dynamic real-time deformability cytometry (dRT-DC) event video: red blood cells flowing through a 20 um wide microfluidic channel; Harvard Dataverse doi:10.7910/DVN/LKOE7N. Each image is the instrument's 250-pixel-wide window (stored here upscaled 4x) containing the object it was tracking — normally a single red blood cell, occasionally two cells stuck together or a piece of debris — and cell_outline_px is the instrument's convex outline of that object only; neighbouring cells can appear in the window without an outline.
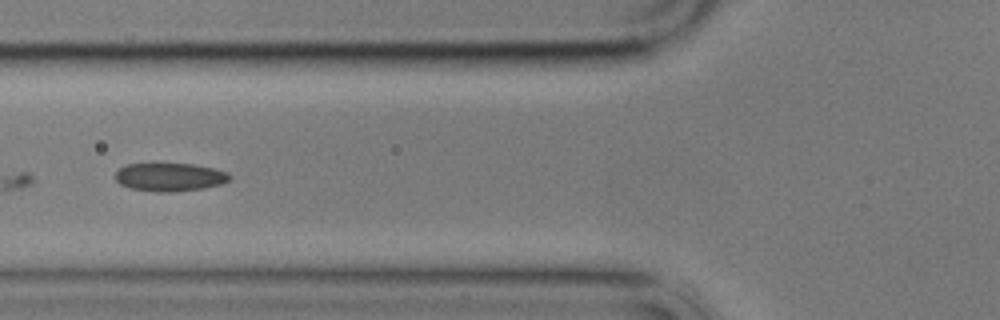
{"species": "common noctule bat (a hibernating species)", "species_latin": "Nyctalus noctula", "temperature_condition": "cold", "stored_images_in_passage": 14, "camera_frame_rate_fps": 3000, "um_per_image_px": 0.085, "animal": {"sex": "male", "body_mass_g": 17.9}, "frame": {"image": 1, "passage_image": 5, "time_ms": 6.333, "image_size_px": [1000, 320], "cell_outline_px": [[232, 176], [228, 180], [220, 184], [204, 188], [172, 192], [156, 192], [128, 188], [120, 184], [116, 180], [116, 172], [120, 168], [128, 164], [196, 164], [216, 168], [228, 172]], "centroid_in_image_um": [14.45, 15.05], "position_along_channel_um": 111.3, "area_um2": 18.9}}
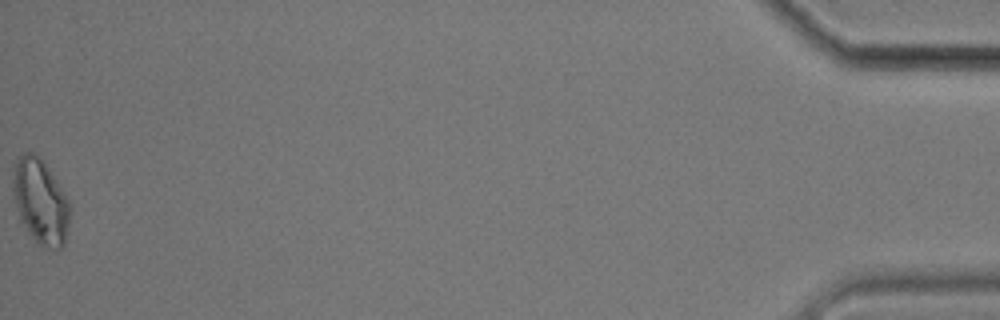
{"frame": {"image": 2, "passage_image": 14, "time_ms": 18.333, "image_size_px": [1000, 320], "cell_outline_px": [[68, 224], [64, 244], [60, 248], [48, 248], [40, 244], [28, 232], [20, 220], [12, 192], [12, 180], [16, 156], [24, 152], [36, 152], [68, 200]], "centroid_in_image_um": [3.38, 17.09], "position_along_channel_um": 431.8, "area_um2": 27.57}}